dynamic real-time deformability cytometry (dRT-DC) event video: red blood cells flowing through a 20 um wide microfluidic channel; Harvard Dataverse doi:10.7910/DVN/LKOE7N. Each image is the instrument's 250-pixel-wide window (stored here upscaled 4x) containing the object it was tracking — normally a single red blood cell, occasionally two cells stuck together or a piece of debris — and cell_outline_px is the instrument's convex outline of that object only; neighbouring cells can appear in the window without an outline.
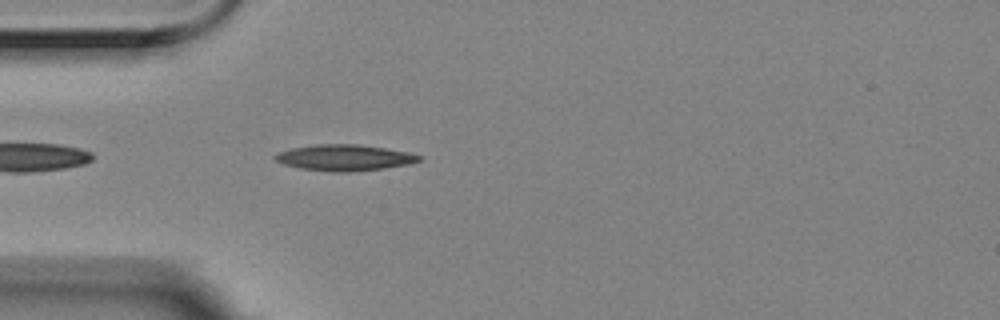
{"species": "Egyptian fruit bat (a non-hibernating species)", "species_latin": "Rousettus aegyptiacus", "temperature_condition": "room temperature", "stored_images_in_passage": 1, "camera_frame_rate_fps": 3000, "um_per_image_px": 0.085, "animal": {"sex": "female"}, "frame": {"image": 1, "passage_image": 1, "time_ms": 0.0, "image_size_px": [1000, 320], "cell_outline_px": [[424, 156], [420, 160], [408, 164], [384, 168], [348, 172], [332, 172], [300, 168], [284, 164], [276, 160], [272, 156], [280, 152], [292, 148], [316, 144], [356, 144], [384, 148], [408, 152]], "centroid_in_image_um": [29.28, 13.4], "position_along_channel_um": 55.7, "area_um2": 21.73}}